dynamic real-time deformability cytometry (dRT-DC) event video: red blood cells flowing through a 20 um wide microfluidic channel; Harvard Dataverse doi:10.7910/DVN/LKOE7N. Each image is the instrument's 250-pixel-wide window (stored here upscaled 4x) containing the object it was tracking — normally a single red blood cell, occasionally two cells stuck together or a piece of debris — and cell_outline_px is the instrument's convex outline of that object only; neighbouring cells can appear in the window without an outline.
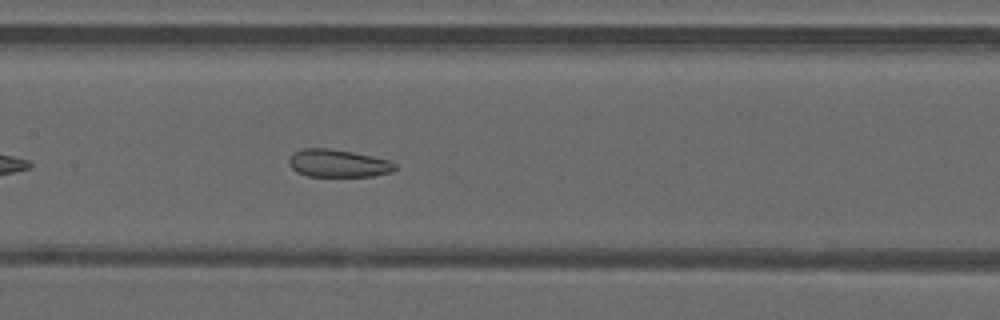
{"species": "common noctule bat (a hibernating species)", "species_latin": "Nyctalus noctula", "temperature_condition": "warm", "stored_images_in_passage": 36, "camera_frame_rate_fps": 3000, "um_per_image_px": 0.085, "animal": {"sex": "male", "forearm_length_mm": 52.5}, "frame": {"image": 1, "passage_image": 11, "time_ms": 3.333, "image_size_px": [1000, 320], "cell_outline_px": [[396, 168], [392, 172], [372, 176], [308, 176], [296, 172], [292, 168], [288, 160], [292, 152], [304, 148], [328, 148], [352, 152], [372, 156], [388, 160], [396, 164]], "centroid_in_image_um": [28.71, 13.88], "position_along_channel_um": 178.7, "area_um2": 17.11}}
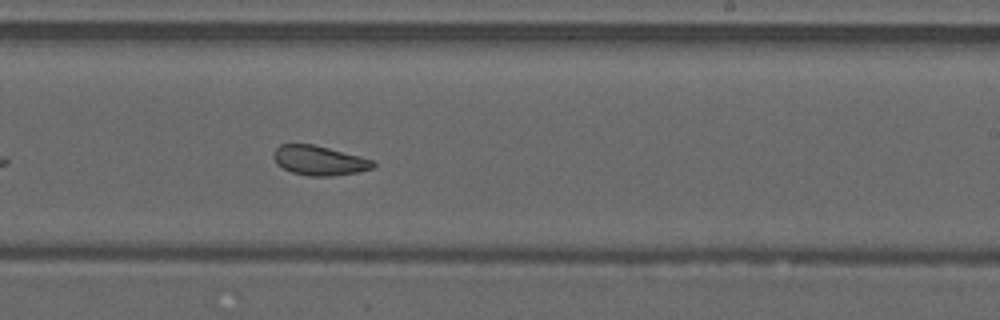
{"frame": {"image": 2, "passage_image": 17, "time_ms": 5.333, "image_size_px": [1000, 320], "cell_outline_px": [[376, 164], [372, 168], [360, 172], [332, 176], [308, 176], [292, 172], [276, 164], [272, 156], [272, 152], [280, 144], [312, 144], [360, 156], [372, 160]], "centroid_in_image_um": [27.11, 13.64], "position_along_channel_um": 261.9, "area_um2": 17.17}}
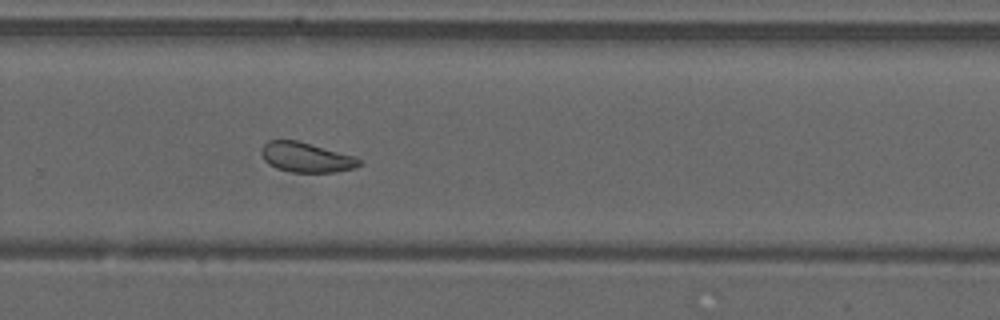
{"frame": {"image": 3, "passage_image": 20, "time_ms": 6.333, "image_size_px": [1000, 320], "cell_outline_px": [[364, 164], [356, 168], [336, 172], [292, 172], [276, 168], [268, 164], [264, 160], [260, 152], [260, 148], [268, 140], [296, 140], [356, 156], [364, 160]], "centroid_in_image_um": [26.07, 13.38], "position_along_channel_um": 303.7, "area_um2": 17.34}, "authors_computed_cell_mechanics": {"area_um2": 18.6405, "velocity_mm_per_s": 4.1942, "shape_relaxation_time_tau1_ms": null, "shape_relaxation_time_tau2_ms": 1.0059, "deformation_change_tau1": null, "deformation_change_tau2": 0.0697}}